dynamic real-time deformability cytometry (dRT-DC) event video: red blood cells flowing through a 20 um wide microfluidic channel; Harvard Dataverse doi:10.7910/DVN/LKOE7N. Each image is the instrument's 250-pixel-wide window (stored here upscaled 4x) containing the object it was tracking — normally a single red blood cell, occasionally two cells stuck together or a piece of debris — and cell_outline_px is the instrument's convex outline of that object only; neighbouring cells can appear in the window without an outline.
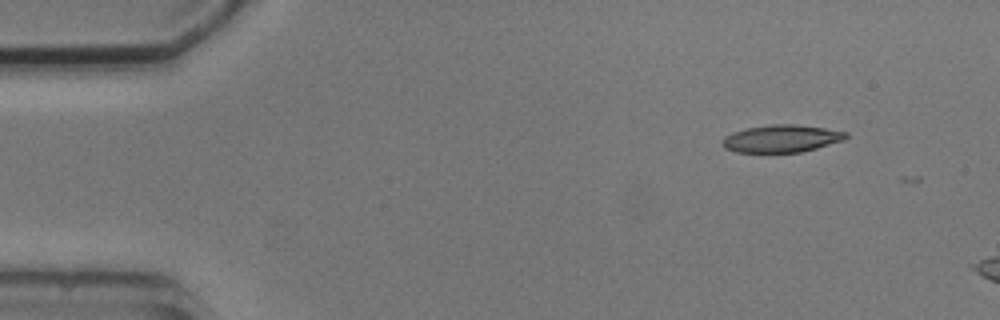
{"species": "common noctule bat (a hibernating species)", "species_latin": "Nyctalus noctula", "temperature_condition": "cold", "stored_images_in_passage": 3, "camera_frame_rate_fps": 3000, "um_per_image_px": 0.085, "animal": {"sex": "male", "body_mass_g": 20.5, "forearm_length_mm": 52.5}, "frame": {"image": 1, "passage_image": 1, "time_ms": 0.0, "image_size_px": [1000, 320], "cell_outline_px": [[848, 136], [844, 140], [816, 148], [800, 152], [736, 152], [724, 148], [720, 144], [724, 136], [732, 132], [748, 128], [772, 124], [796, 124], [824, 128], [848, 132]], "centroid_in_image_um": [66.4, 11.78], "position_along_channel_um": 18.6, "area_um2": 19.77}}